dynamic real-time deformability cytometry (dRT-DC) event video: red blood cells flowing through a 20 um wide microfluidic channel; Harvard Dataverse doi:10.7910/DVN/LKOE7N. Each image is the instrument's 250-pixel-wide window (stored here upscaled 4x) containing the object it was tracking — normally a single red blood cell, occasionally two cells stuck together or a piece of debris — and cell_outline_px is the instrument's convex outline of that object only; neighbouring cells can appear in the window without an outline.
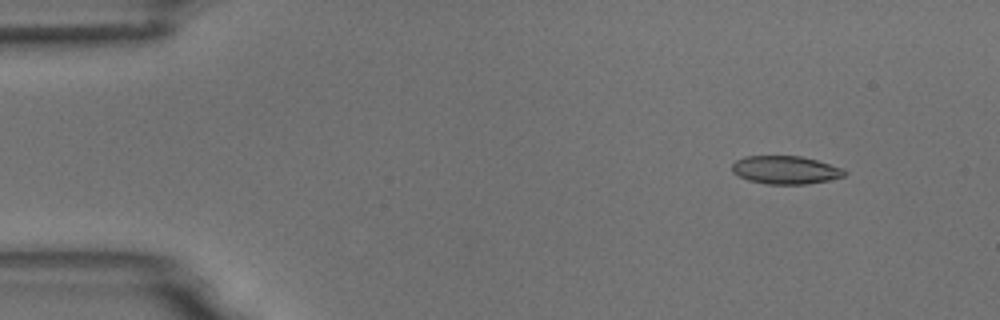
{"species": "common noctule bat (a hibernating species)", "species_latin": "Nyctalus noctula", "temperature_condition": "room temperature", "stored_images_in_passage": 4, "camera_frame_rate_fps": 3000, "um_per_image_px": 0.085, "animal": {"sex": "male", "body_mass_g": 18.8}, "frame": {"image": 1, "passage_image": 1, "time_ms": 0.0, "image_size_px": [1000, 320], "cell_outline_px": [[848, 172], [844, 176], [828, 180], [804, 184], [768, 184], [748, 180], [732, 172], [732, 164], [736, 160], [744, 156], [800, 156], [816, 160], [840, 168]], "centroid_in_image_um": [66.73, 14.44], "position_along_channel_um": 18.3, "area_um2": 18.21}}